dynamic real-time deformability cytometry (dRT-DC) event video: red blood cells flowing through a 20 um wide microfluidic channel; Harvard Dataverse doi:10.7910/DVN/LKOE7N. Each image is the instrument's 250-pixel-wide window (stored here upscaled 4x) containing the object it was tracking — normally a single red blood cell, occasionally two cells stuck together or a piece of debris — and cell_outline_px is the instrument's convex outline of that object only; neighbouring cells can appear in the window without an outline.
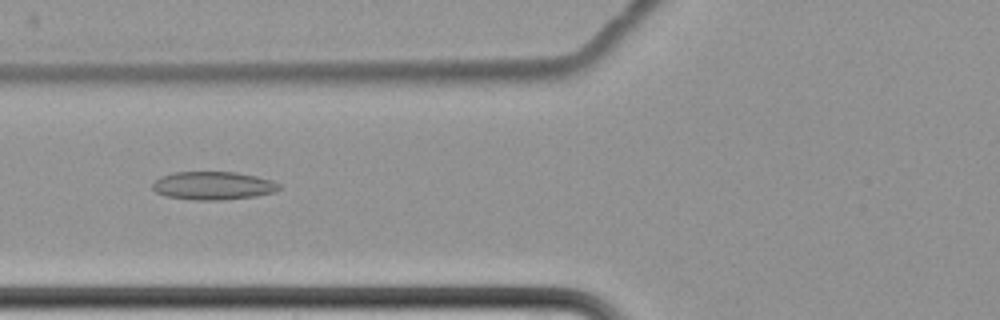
{"species": "common noctule bat (a hibernating species)", "species_latin": "Nyctalus noctula", "temperature_condition": "cold", "stored_images_in_passage": 8, "camera_frame_rate_fps": 3000, "um_per_image_px": 0.085, "animal": {"sex": "female", "body_mass_g": 22.7, "forearm_length_mm": 54.2}, "frame": {"image": 1, "passage_image": 6, "time_ms": 7.0, "image_size_px": [1000, 320], "cell_outline_px": [[280, 188], [276, 192], [256, 196], [220, 200], [196, 200], [164, 196], [156, 192], [152, 188], [152, 184], [160, 176], [172, 172], [236, 172], [256, 176], [272, 180], [280, 184]], "centroid_in_image_um": [18.11, 15.78], "position_along_channel_um": 107.7, "area_um2": 20.92}}
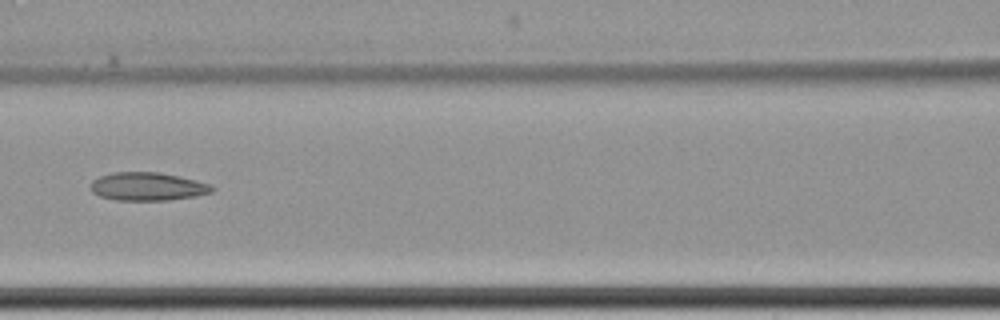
{"frame": {"image": 2, "passage_image": 7, "time_ms": 8.333, "image_size_px": [1000, 320], "cell_outline_px": [[216, 188], [212, 192], [196, 196], [168, 200], [116, 200], [100, 196], [92, 192], [88, 188], [92, 180], [100, 176], [112, 172], [160, 172], [180, 176], [196, 180], [208, 184]], "centroid_in_image_um": [12.52, 15.85], "position_along_channel_um": 154.1, "area_um2": 20.11}}
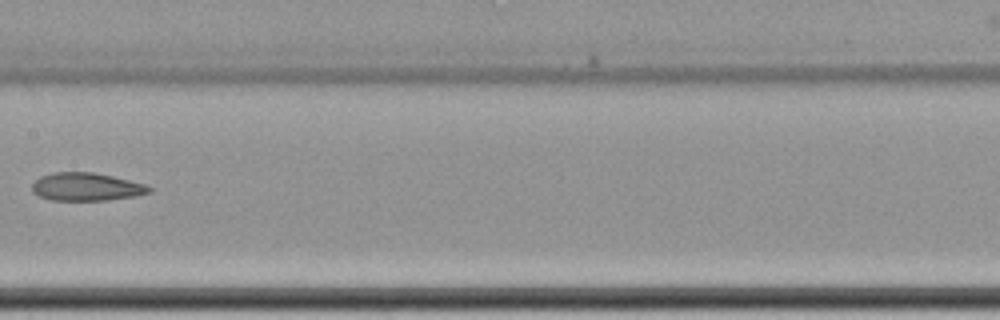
{"frame": {"image": 3, "passage_image": 8, "time_ms": 9.667, "image_size_px": [1000, 320], "cell_outline_px": [[152, 192], [136, 196], [108, 200], [48, 200], [32, 192], [32, 184], [40, 176], [52, 172], [92, 172], [112, 176], [144, 184], [152, 188]], "centroid_in_image_um": [7.32, 15.88], "position_along_channel_um": 200.1, "area_um2": 19.13}}